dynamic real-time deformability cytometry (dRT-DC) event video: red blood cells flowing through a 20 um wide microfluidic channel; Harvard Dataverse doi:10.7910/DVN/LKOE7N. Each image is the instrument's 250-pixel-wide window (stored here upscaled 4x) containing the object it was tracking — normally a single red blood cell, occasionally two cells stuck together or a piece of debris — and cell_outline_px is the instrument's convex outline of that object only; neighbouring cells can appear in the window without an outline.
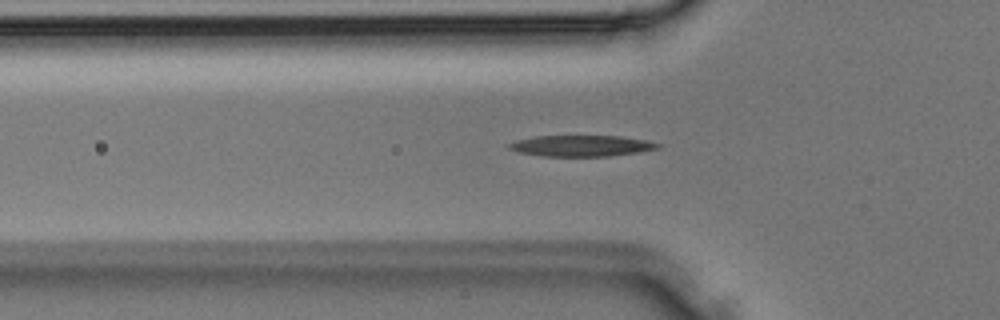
{"species": "Egyptian fruit bat (a non-hibernating species)", "species_latin": "Rousettus aegyptiacus", "temperature_condition": "room temperature", "stored_images_in_passage": 27, "camera_frame_rate_fps": 3000, "um_per_image_px": 0.085, "animal": {"sex": "male"}, "frame": {"image": 1, "passage_image": 2, "time_ms": 0.333, "image_size_px": [1000, 320], "cell_outline_px": [[660, 148], [640, 152], [608, 156], [540, 156], [520, 152], [508, 148], [508, 144], [516, 140], [536, 136], [620, 136], [644, 140], [660, 144]], "centroid_in_image_um": [49.41, 12.39], "position_along_channel_um": 76.4, "area_um2": 18.15}}
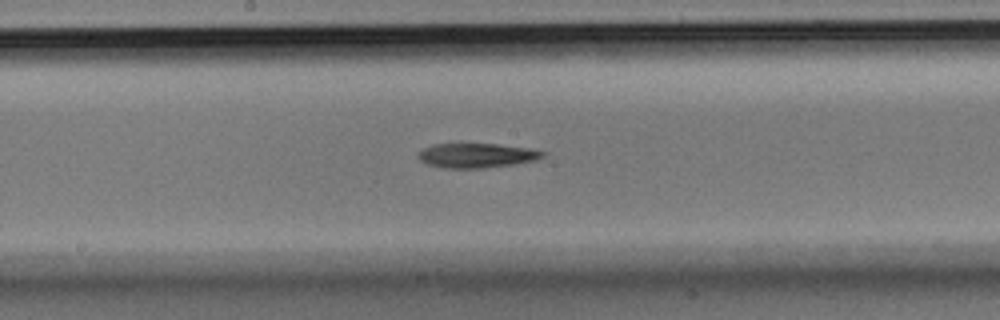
{"frame": {"image": 2, "passage_image": 9, "time_ms": 2.667, "image_size_px": [1000, 320], "cell_outline_px": [[548, 152], [544, 156], [536, 160], [516, 164], [484, 168], [440, 168], [428, 164], [420, 160], [416, 156], [424, 148], [432, 144], [496, 144], [528, 148]], "centroid_in_image_um": [40.53, 13.22], "position_along_channel_um": 207.7, "area_um2": 17.86}}
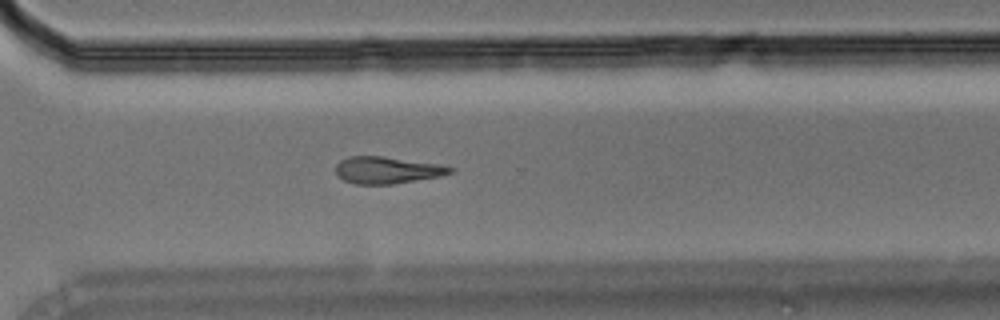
{"frame": {"image": 3, "passage_image": 16, "time_ms": 5.0, "image_size_px": [1000, 320], "cell_outline_px": [[456, 168], [452, 172], [440, 176], [392, 184], [356, 184], [344, 180], [336, 172], [336, 164], [340, 160], [348, 156], [384, 156], [440, 164]], "centroid_in_image_um": [32.92, 14.45], "position_along_channel_um": 337.7, "area_um2": 17.92}}